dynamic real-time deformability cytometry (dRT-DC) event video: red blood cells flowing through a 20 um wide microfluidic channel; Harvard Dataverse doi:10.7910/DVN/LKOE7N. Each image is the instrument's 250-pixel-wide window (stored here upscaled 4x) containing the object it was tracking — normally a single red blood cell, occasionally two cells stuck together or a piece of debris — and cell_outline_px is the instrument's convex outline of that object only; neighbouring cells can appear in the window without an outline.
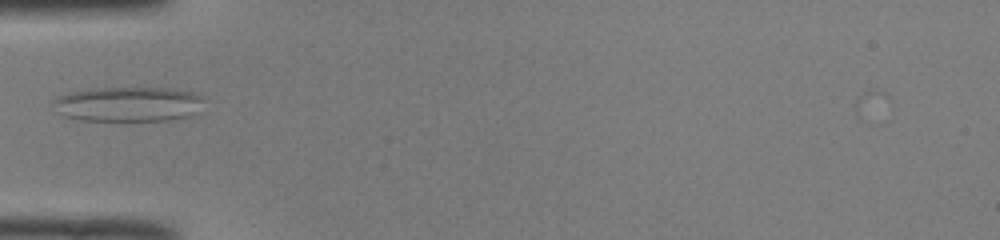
{"species": "common noctule bat (a hibernating species)", "species_latin": "Nyctalus noctula", "temperature_condition": "room temperature", "stored_images_in_passage": 36, "camera_frame_rate_fps": 3000, "um_per_image_px": 0.085, "animal": {"sex": "male", "body_mass_g": 19.0, "forearm_length_mm": 50.8}, "frame": {"image": 1, "passage_image": 2, "time_ms": 0.333, "image_size_px": [1000, 240], "cell_outline_px": [[200, 100], [196, 112], [192, 116], [172, 120], [80, 120], [64, 116], [52, 100], [60, 96], [72, 92], [88, 88], [176, 88], [192, 92], [200, 96]], "centroid_in_image_um": [10.91, 8.84], "position_along_channel_um": 74.1, "area_um2": 30.17}}
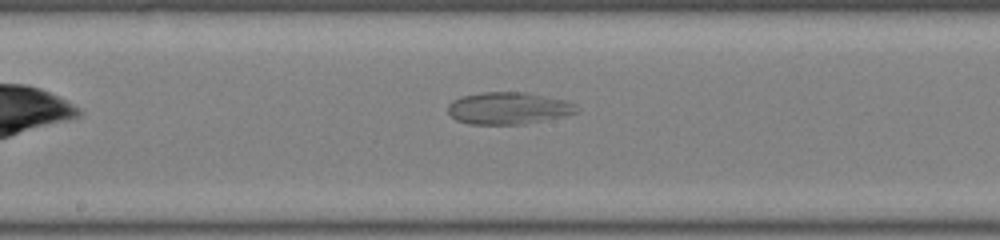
{"frame": {"image": 2, "passage_image": 12, "time_ms": 3.667, "image_size_px": [1000, 240], "cell_outline_px": [[576, 112], [560, 116], [524, 124], [468, 124], [456, 120], [448, 112], [448, 104], [452, 100], [464, 96], [484, 92], [528, 92], [564, 100], [576, 104]], "centroid_in_image_um": [43.16, 9.19], "position_along_channel_um": 205.0, "area_um2": 23.76}}
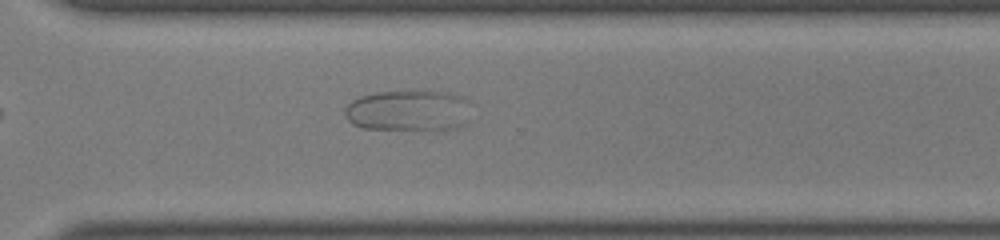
{"frame": {"image": 3, "passage_image": 22, "time_ms": 7.0, "image_size_px": [1000, 240], "cell_outline_px": [[468, 124], [460, 128], [364, 128], [352, 124], [344, 116], [344, 108], [352, 100], [360, 96], [376, 92], [424, 88], [448, 92], [460, 96], [468, 100]], "centroid_in_image_um": [34.73, 9.33], "position_along_channel_um": 335.9, "area_um2": 30.75}}